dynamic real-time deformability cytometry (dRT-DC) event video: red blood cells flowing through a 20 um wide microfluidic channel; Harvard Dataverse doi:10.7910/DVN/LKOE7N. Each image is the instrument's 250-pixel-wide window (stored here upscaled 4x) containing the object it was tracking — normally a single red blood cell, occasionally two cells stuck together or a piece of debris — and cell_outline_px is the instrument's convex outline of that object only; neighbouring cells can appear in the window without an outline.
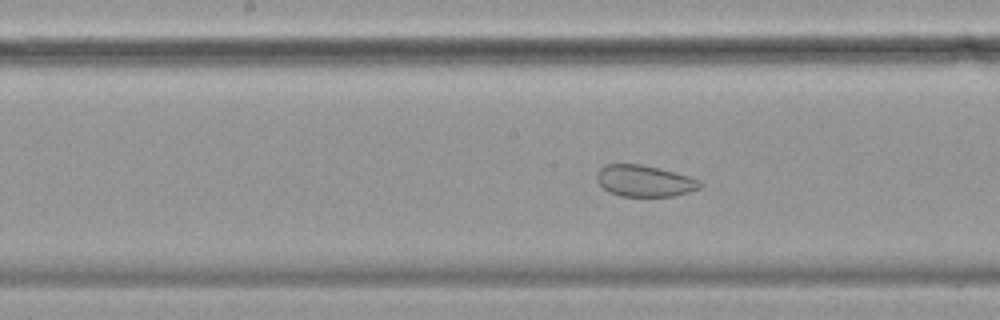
{"species": "common noctule bat (a hibernating species)", "species_latin": "Nyctalus noctula", "temperature_condition": "cold", "stored_images_in_passage": 58, "camera_frame_rate_fps": 3000, "um_per_image_px": 0.085, "animal": {"sex": "female", "body_mass_g": 19.9}, "frame": {"image": 1, "passage_image": 29, "time_ms": 9.333, "image_size_px": [1000, 320], "cell_outline_px": [[704, 184], [700, 188], [688, 192], [672, 196], [620, 196], [608, 192], [596, 180], [596, 172], [604, 164], [640, 164], [688, 176], [700, 180]], "centroid_in_image_um": [54.75, 15.38], "position_along_channel_um": 193.5, "area_um2": 18.84}}
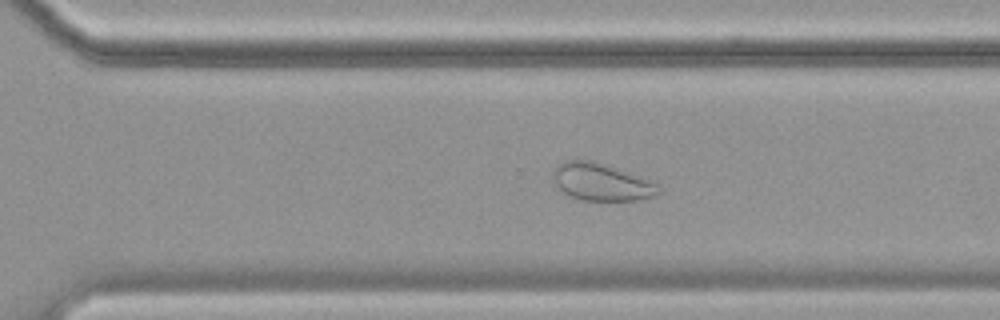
{"frame": {"image": 2, "passage_image": 40, "time_ms": 13.0, "image_size_px": [1000, 320], "cell_outline_px": [[660, 192], [636, 200], [580, 200], [568, 196], [552, 180], [552, 172], [556, 164], [564, 160], [592, 160], [608, 164], [648, 180], [656, 184], [660, 188]], "centroid_in_image_um": [51.02, 15.44], "position_along_channel_um": 319.6, "area_um2": 22.89}}
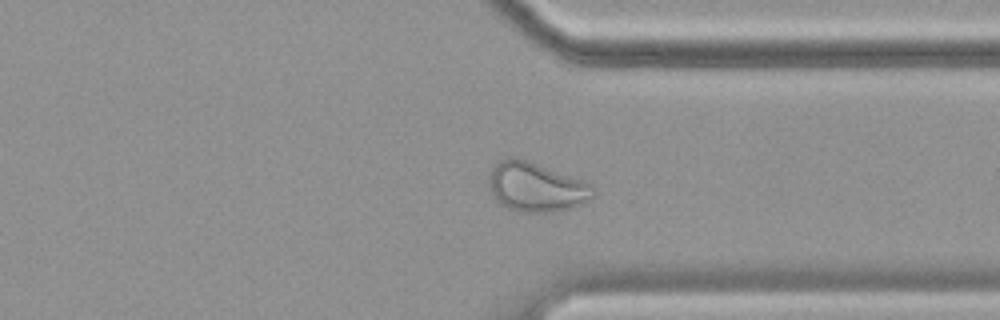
{"frame": {"image": 3, "passage_image": 44, "time_ms": 14.333, "image_size_px": [1000, 320], "cell_outline_px": [[596, 196], [580, 204], [568, 208], [548, 212], [520, 212], [508, 208], [500, 204], [492, 196], [488, 188], [488, 176], [492, 168], [500, 160], [508, 156], [512, 156], [528, 160], [584, 180], [592, 184]], "centroid_in_image_um": [45.54, 15.88], "position_along_channel_um": 365.9, "area_um2": 30.29}}